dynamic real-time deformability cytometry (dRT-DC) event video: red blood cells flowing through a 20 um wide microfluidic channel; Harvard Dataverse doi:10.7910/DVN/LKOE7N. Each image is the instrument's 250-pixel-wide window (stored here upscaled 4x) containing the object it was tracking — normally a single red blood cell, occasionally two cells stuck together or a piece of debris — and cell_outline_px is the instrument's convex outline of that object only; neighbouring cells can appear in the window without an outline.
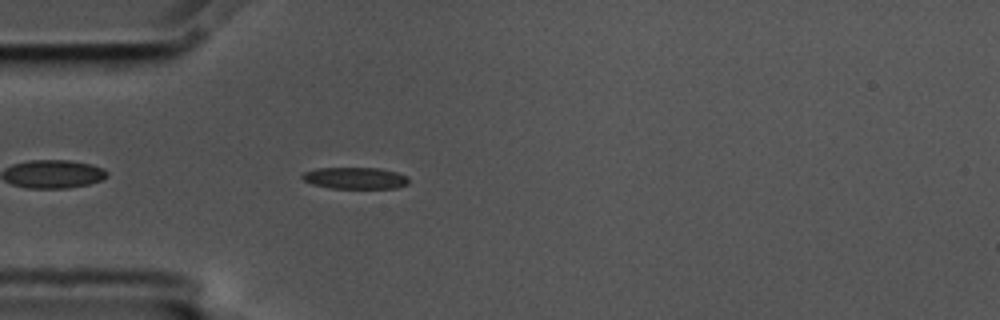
{"species": "common noctule bat (a hibernating species)", "species_latin": "Nyctalus noctula", "temperature_condition": "cold", "stored_images_in_passage": 44, "camera_frame_rate_fps": 3000, "um_per_image_px": 0.085, "animal": {"sex": "male", "body_mass_g": 17.5, "forearm_length_mm": 52.3}, "frame": {"image": 1, "passage_image": 4, "time_ms": 1.0, "image_size_px": [1000, 320], "cell_outline_px": [[408, 184], [396, 188], [332, 188], [312, 184], [304, 180], [300, 176], [304, 172], [316, 168], [376, 168], [396, 172], [408, 176]], "centroid_in_image_um": [30.18, 15.14], "position_along_channel_um": 54.8, "area_um2": 13.35}}
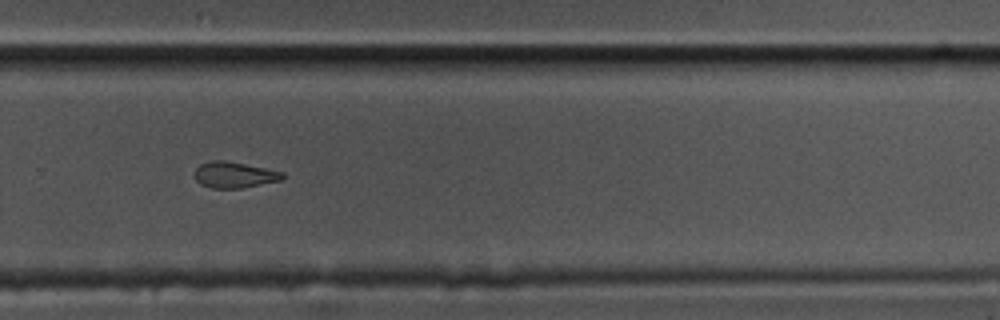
{"frame": {"image": 2, "passage_image": 26, "time_ms": 8.333, "image_size_px": [1000, 320], "cell_outline_px": [[284, 180], [244, 188], [212, 188], [200, 184], [196, 180], [196, 168], [200, 164], [212, 160], [224, 160], [284, 172]], "centroid_in_image_um": [19.95, 14.87], "position_along_channel_um": 309.9, "area_um2": 13.35}}
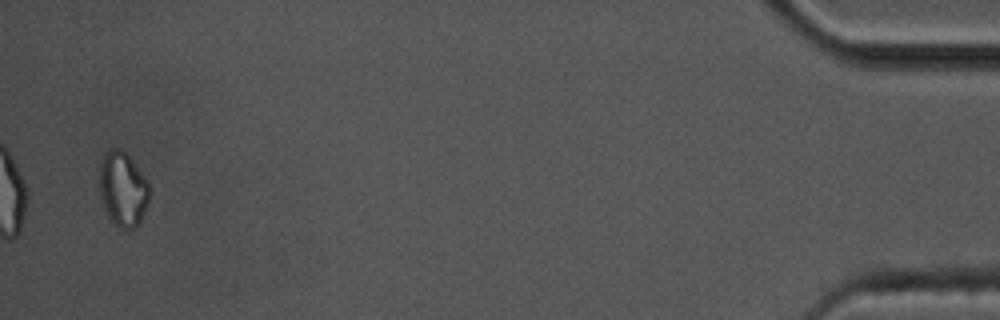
{"frame": {"image": 3, "passage_image": 43, "time_ms": 14.0, "image_size_px": [1000, 320], "cell_outline_px": [[148, 204], [140, 224], [132, 228], [120, 228], [112, 220], [104, 208], [100, 192], [100, 164], [104, 152], [108, 148], [120, 148], [128, 156], [148, 180]], "centroid_in_image_um": [10.45, 16.05], "position_along_channel_um": 424.8, "area_um2": 21.5}, "authors_computed_cell_mechanics": {"area_um2": 13.7564, "velocity_mm_per_s": 3.5552, "shape_relaxation_time_tau1_ms": 6.9565, "shape_relaxation_time_tau2_ms": 6.7391, "deformation_change_tau1": 0.1537, "deformation_change_tau2": 0.1605}}